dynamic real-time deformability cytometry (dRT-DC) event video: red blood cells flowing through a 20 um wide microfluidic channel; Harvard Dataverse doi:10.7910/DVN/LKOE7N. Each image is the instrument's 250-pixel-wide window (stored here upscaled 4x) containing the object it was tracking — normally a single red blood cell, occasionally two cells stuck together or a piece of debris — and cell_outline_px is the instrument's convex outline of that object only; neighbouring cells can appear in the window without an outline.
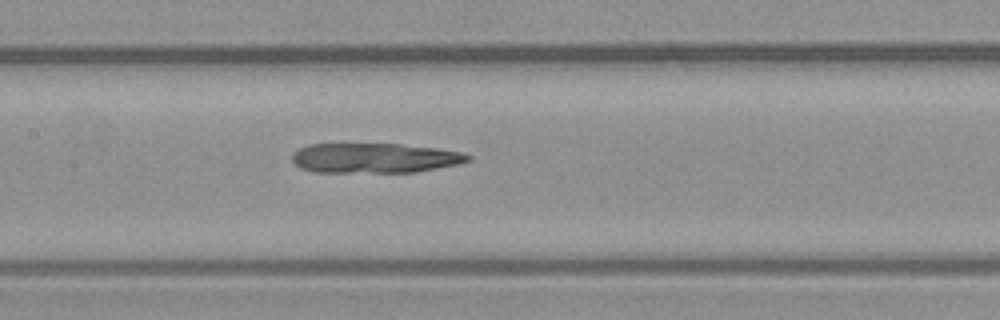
{"species": "common noctule bat (a hibernating species)", "species_latin": "Nyctalus noctula", "temperature_condition": "warm", "stored_images_in_passage": 39, "camera_frame_rate_fps": 3000, "um_per_image_px": 0.085, "animal": {"sex": "male", "body_mass_g": 23.1, "forearm_length_mm": 52.7}, "frame": {"image": 1, "passage_image": 21, "time_ms": 6.667, "image_size_px": [1000, 320], "cell_outline_px": [[472, 160], [460, 164], [416, 172], [316, 172], [300, 168], [292, 160], [292, 152], [308, 144], [400, 144], [436, 148], [460, 152], [472, 156]], "centroid_in_image_um": [31.86, 13.43], "position_along_channel_um": 175.5, "area_um2": 30.69}}